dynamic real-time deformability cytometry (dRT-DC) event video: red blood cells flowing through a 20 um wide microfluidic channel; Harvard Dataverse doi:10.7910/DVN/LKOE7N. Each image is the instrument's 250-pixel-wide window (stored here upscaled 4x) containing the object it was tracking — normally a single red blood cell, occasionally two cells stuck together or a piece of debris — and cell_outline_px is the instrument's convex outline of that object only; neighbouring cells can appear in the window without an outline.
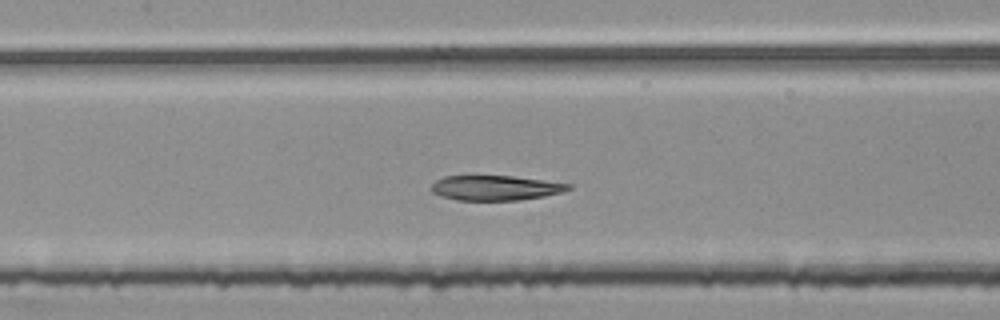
{"species": "common noctule bat (a hibernating species)", "species_latin": "Nyctalus noctula", "temperature_condition": "room temperature", "stored_images_in_passage": 45, "segment_of_instrument_passage": [2, 2], "camera_frame_rate_fps": 3000, "um_per_image_px": 0.085, "animal": {"sex": "female", "body_mass_g": 25.1}, "frame": {"image": 1, "passage_image": 20, "time_ms": 6.333, "image_size_px": [1000, 320], "cell_outline_px": [[572, 188], [564, 192], [544, 196], [520, 200], [456, 200], [432, 192], [432, 184], [436, 180], [444, 176], [512, 176], [572, 184]], "centroid_in_image_um": [42.15, 15.97], "position_along_channel_um": 165.2, "area_um2": 19.77}}
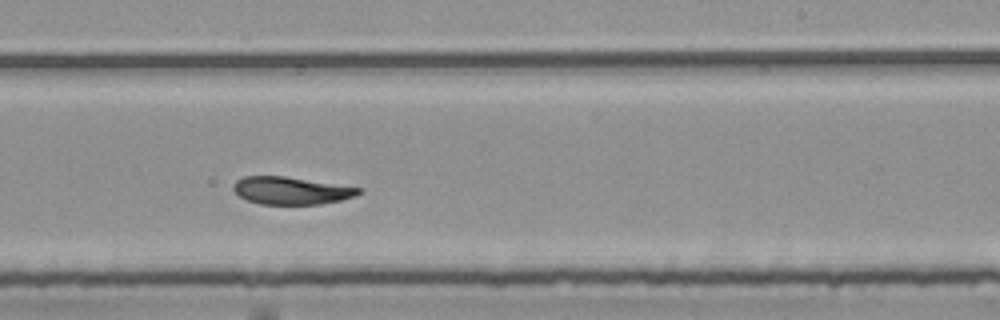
{"frame": {"image": 2, "passage_image": 28, "time_ms": 9.0, "image_size_px": [1000, 320], "cell_outline_px": [[364, 192], [356, 196], [340, 200], [320, 204], [260, 204], [248, 200], [240, 196], [232, 188], [232, 184], [236, 180], [244, 176], [284, 176], [364, 188]], "centroid_in_image_um": [24.78, 16.19], "position_along_channel_um": 264.2, "area_um2": 20.17}}
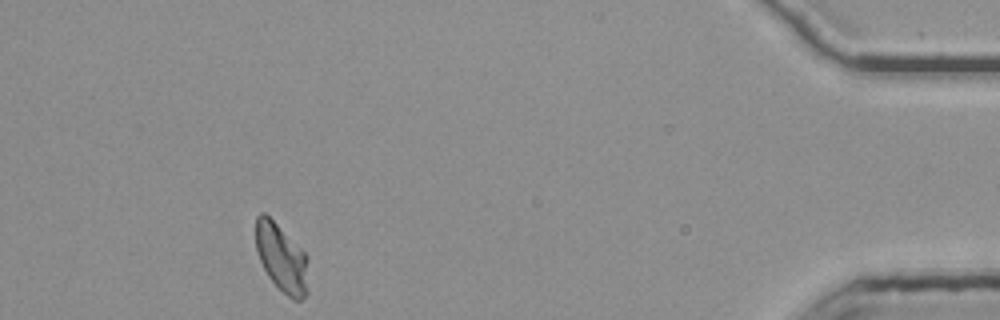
{"frame": {"image": 3, "passage_image": 45, "time_ms": 14.667, "image_size_px": [1000, 320], "cell_outline_px": [[308, 292], [300, 300], [292, 300], [268, 276], [260, 260], [256, 248], [256, 216], [260, 212], [264, 212], [308, 256]], "centroid_in_image_um": [23.95, 21.94], "position_along_channel_um": 411.2, "area_um2": 20.52}}